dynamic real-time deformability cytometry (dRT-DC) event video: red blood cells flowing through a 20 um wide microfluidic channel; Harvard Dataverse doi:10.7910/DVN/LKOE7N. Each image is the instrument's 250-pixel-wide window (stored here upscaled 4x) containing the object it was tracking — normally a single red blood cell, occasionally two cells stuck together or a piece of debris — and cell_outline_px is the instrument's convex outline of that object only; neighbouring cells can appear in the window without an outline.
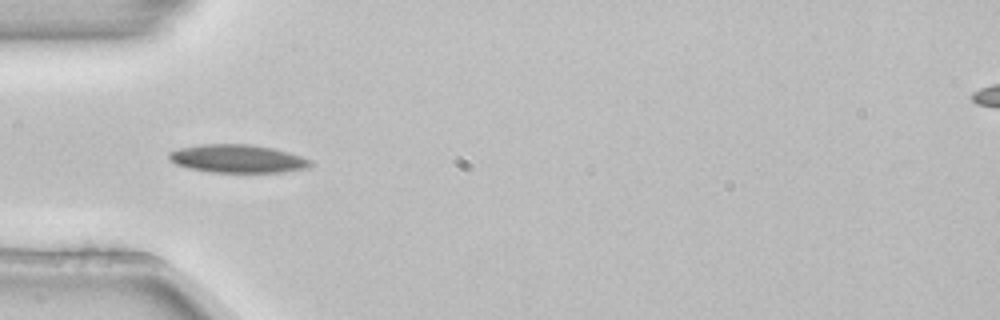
{"species": "common noctule bat (a hibernating species)", "species_latin": "Nyctalus noctula", "temperature_condition": "room temperature", "stored_images_in_passage": 2, "camera_frame_rate_fps": 3000, "um_per_image_px": 0.085, "animal": {"sex": "female", "body_mass_g": 22.7, "forearm_length_mm": 54.2}, "frame": {"image": 1, "passage_image": 1, "time_ms": 0.0, "image_size_px": [1000, 320], "cell_outline_px": [[312, 164], [308, 168], [280, 172], [212, 172], [188, 168], [176, 164], [168, 160], [168, 152], [180, 148], [200, 144], [252, 144], [272, 148], [288, 152], [312, 160]], "centroid_in_image_um": [20.17, 13.48], "position_along_channel_um": 64.8, "area_um2": 23.24}}